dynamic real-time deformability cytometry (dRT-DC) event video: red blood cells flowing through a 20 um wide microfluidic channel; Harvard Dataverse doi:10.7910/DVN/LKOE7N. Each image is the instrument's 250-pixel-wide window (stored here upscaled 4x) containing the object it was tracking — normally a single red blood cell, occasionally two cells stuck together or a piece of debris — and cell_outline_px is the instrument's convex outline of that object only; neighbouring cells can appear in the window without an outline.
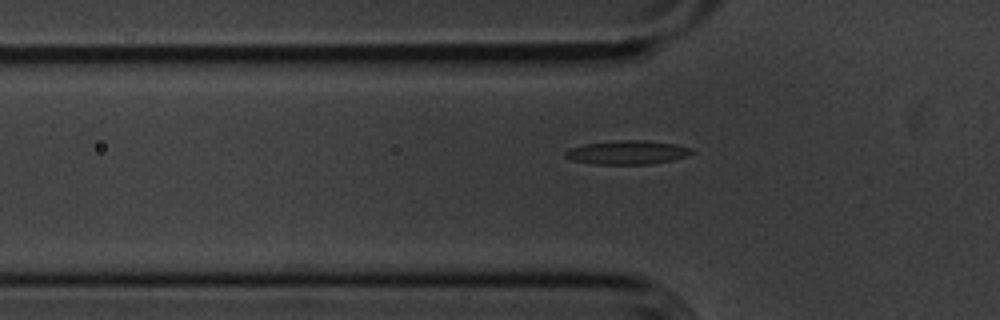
{"species": "common noctule bat (a hibernating species)", "species_latin": "Nyctalus noctula", "temperature_condition": "cold", "stored_images_in_passage": 34, "segment_of_instrument_passage": [1, 2], "camera_frame_rate_fps": 3000, "um_per_image_px": 0.085, "animal": {"sex": "male", "body_mass_g": 20.1, "forearm_length_mm": 53.5}, "frame": {"image": 1, "passage_image": 3, "time_ms": 0.667, "image_size_px": [1000, 320], "cell_outline_px": [[696, 152], [672, 160], [652, 164], [596, 164], [572, 160], [564, 156], [564, 152], [572, 148], [584, 144], [616, 140], [644, 140], [676, 144], [692, 148]], "centroid_in_image_um": [53.35, 12.95], "position_along_channel_um": 72.5, "area_um2": 17.51}}
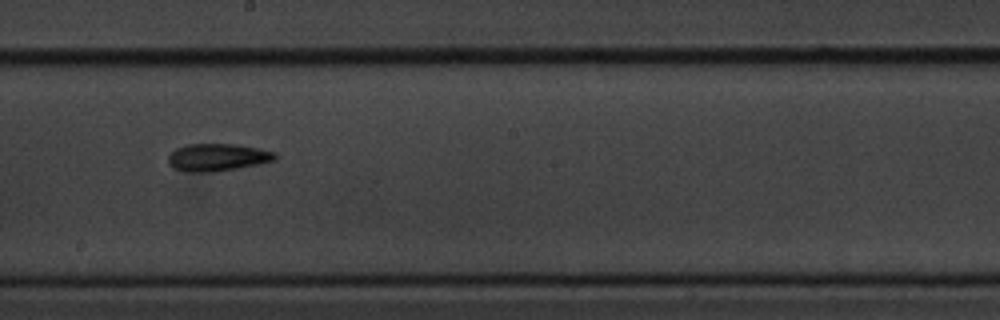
{"frame": {"image": 2, "passage_image": 16, "time_ms": 5.0, "image_size_px": [1000, 320], "cell_outline_px": [[276, 160], [236, 168], [212, 172], [188, 172], [172, 168], [168, 164], [168, 156], [176, 148], [188, 144], [236, 144], [276, 152]], "centroid_in_image_um": [18.44, 13.37], "position_along_channel_um": 229.8, "area_um2": 16.99}}
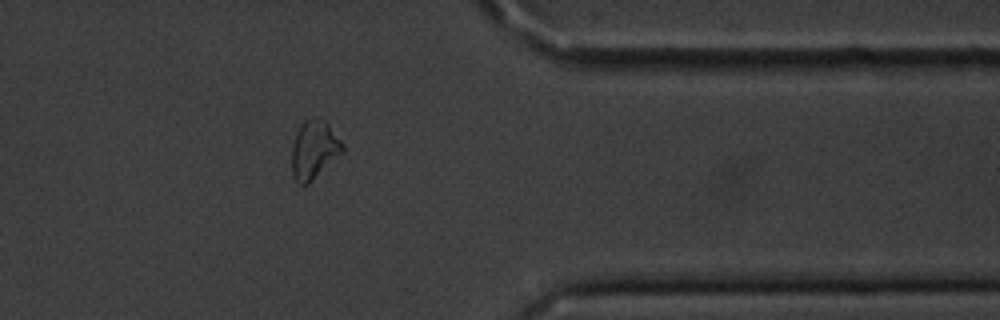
{"frame": {"image": 3, "passage_image": 30, "time_ms": 9.667, "image_size_px": [1000, 320], "cell_outline_px": [[344, 152], [308, 184], [300, 184], [296, 180], [292, 172], [292, 148], [296, 136], [304, 120], [312, 116], [320, 116], [328, 124], [344, 144]], "centroid_in_image_um": [26.73, 12.7], "position_along_channel_um": 384.7, "area_um2": 17.22}}